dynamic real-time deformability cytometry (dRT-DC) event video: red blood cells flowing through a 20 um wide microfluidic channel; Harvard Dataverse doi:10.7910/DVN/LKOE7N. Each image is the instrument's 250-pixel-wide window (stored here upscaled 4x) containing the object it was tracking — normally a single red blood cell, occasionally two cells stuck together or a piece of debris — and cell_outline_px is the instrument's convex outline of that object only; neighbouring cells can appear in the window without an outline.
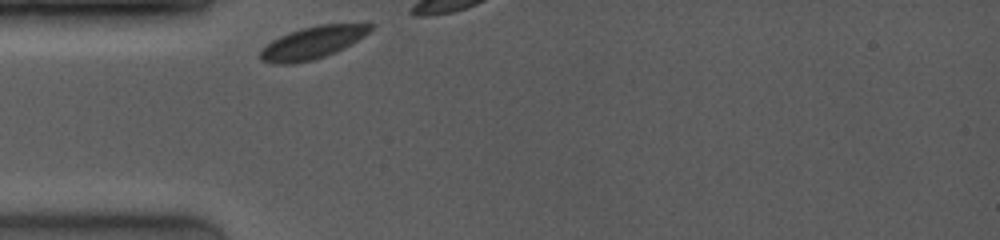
{"species": "common noctule bat (a hibernating species)", "species_latin": "Nyctalus noctula", "temperature_condition": "room temperature", "stored_images_in_passage": 2, "camera_frame_rate_fps": 4000, "um_per_image_px": 0.085, "animal": {"sex": "female", "body_mass_g": 19.0, "forearm_length_mm": 53.3}, "frame": {"image": 1, "passage_image": 1, "time_ms": 0.0, "image_size_px": [1000, 240], "cell_outline_px": [[372, 28], [364, 36], [344, 48], [336, 52], [312, 60], [292, 64], [272, 64], [260, 60], [260, 52], [272, 40], [280, 36], [300, 28], [320, 24], [372, 24]], "centroid_in_image_um": [26.54, 3.64], "position_along_channel_um": 58.5, "area_um2": 20.52}}